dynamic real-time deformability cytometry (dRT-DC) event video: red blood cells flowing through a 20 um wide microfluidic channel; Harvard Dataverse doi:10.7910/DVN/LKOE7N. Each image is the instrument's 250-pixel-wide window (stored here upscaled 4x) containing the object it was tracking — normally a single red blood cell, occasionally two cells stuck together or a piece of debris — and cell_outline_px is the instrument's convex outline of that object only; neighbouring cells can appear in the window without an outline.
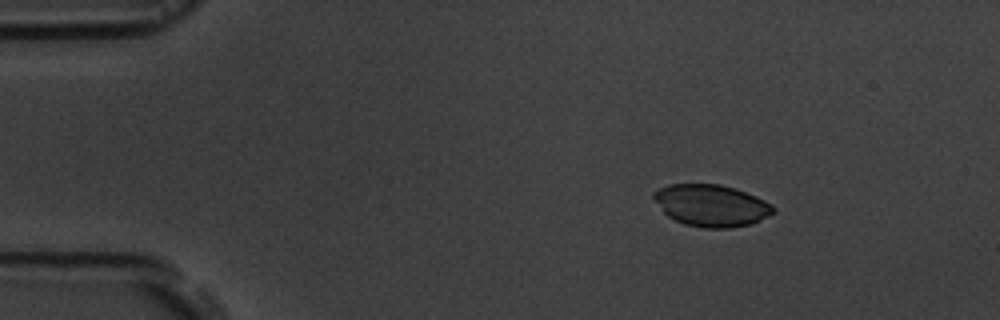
{"species": "common noctule bat (a hibernating species)", "species_latin": "Nyctalus noctula", "temperature_condition": "room temperature", "stored_images_in_passage": 3, "camera_frame_rate_fps": 3000, "um_per_image_px": 0.085, "animal": {"sex": "male", "body_mass_g": 19.5, "forearm_length_mm": 54.6}, "frame": {"image": 1, "passage_image": 1, "time_ms": 0.0, "image_size_px": [1000, 320], "cell_outline_px": [[776, 212], [760, 220], [748, 224], [732, 228], [704, 228], [684, 224], [668, 216], [664, 212], [652, 196], [652, 192], [668, 184], [720, 184], [736, 188], [756, 196], [772, 204], [776, 208]], "centroid_in_image_um": [60.48, 17.46], "position_along_channel_um": 24.5, "area_um2": 29.25}}